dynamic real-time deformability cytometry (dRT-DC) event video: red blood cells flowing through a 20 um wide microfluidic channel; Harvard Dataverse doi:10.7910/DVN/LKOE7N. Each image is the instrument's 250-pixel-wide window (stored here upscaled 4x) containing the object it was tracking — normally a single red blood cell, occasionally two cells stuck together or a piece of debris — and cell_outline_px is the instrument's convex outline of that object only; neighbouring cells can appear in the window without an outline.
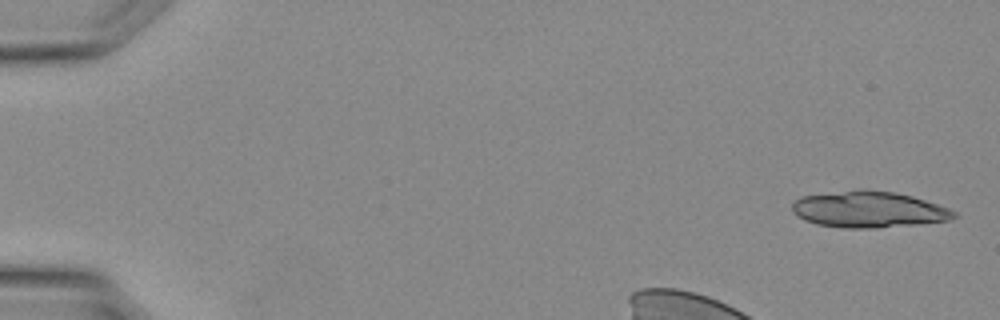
{"species": "Egyptian fruit bat (a non-hibernating species)", "species_latin": "Rousettus aegyptiacus", "temperature_condition": "warm", "stored_images_in_passage": 10, "camera_frame_rate_fps": 3000, "um_per_image_px": 0.085, "animal": {"sex": "female"}, "frame": {"image": 1, "passage_image": 1, "time_ms": 0.0, "image_size_px": [1000, 320], "cell_outline_px": [[956, 216], [948, 220], [916, 224], [876, 228], [844, 228], [816, 224], [804, 220], [796, 216], [792, 212], [792, 200], [800, 196], [860, 188], [864, 188], [896, 192], [912, 196], [948, 208], [956, 212]], "centroid_in_image_um": [73.76, 17.79], "position_along_channel_um": 11.2, "area_um2": 34.56}}